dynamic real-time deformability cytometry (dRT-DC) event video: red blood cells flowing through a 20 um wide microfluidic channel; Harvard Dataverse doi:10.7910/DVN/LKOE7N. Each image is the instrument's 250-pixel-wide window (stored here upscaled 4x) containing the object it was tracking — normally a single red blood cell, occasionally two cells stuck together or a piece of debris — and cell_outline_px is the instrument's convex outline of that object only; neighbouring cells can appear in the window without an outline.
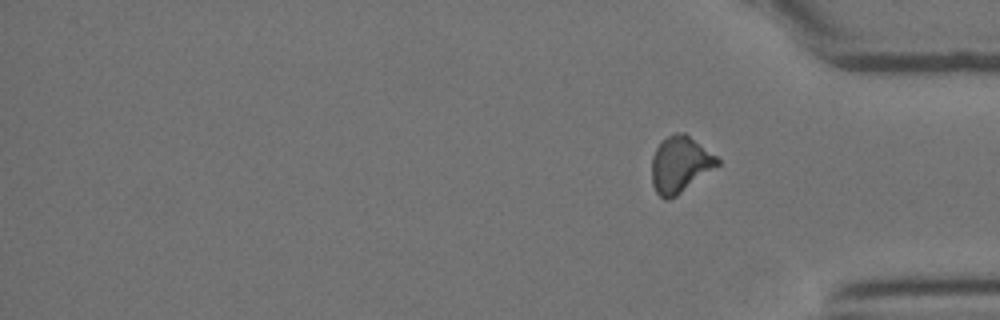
{"species": "Egyptian fruit bat (a non-hibernating species)", "species_latin": "Rousettus aegyptiacus", "temperature_condition": "room temperature", "stored_images_in_passage": 26, "segment_of_instrument_passage": [2, 2], "camera_frame_rate_fps": 3000, "um_per_image_px": 0.085, "animal": {"sex": "female"}, "frame": {"image": 1, "passage_image": 26, "time_ms": 8.333, "image_size_px": [1000, 320], "cell_outline_px": [[720, 164], [676, 196], [668, 200], [664, 200], [656, 192], [652, 184], [652, 156], [656, 148], [668, 136], [676, 132], [684, 132], [716, 156], [720, 160]], "centroid_in_image_um": [57.79, 13.99], "position_along_channel_um": 377.4, "area_um2": 21.27}}